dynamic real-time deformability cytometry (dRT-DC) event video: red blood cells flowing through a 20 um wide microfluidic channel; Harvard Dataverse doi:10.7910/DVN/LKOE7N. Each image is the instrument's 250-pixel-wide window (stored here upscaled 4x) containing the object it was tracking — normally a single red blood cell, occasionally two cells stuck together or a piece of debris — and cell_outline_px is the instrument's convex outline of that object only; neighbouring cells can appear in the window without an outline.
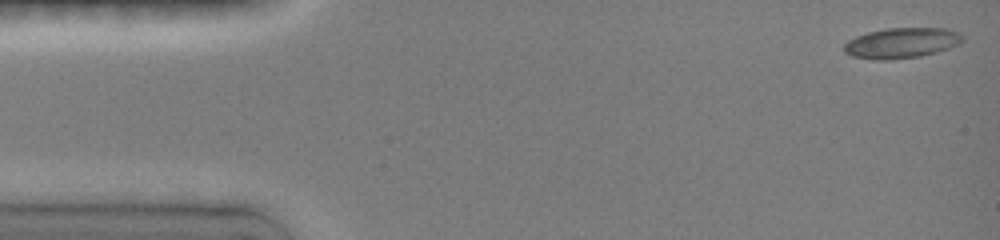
{"species": "common noctule bat (a hibernating species)", "species_latin": "Nyctalus noctula", "temperature_condition": "room temperature", "stored_images_in_passage": 7, "camera_frame_rate_fps": 3000, "um_per_image_px": 0.085, "animal": {"sex": "female", "body_mass_g": 19.0, "forearm_length_mm": 51.5}, "frame": {"image": 1, "passage_image": 1, "time_ms": 0.0, "image_size_px": [1000, 240], "cell_outline_px": [[964, 40], [960, 44], [936, 52], [920, 56], [892, 60], [872, 60], [852, 56], [844, 52], [844, 44], [848, 40], [856, 36], [868, 32], [888, 28], [948, 28], [960, 32], [964, 36]], "centroid_in_image_um": [76.65, 3.65], "position_along_channel_um": 8.3, "area_um2": 21.27}}
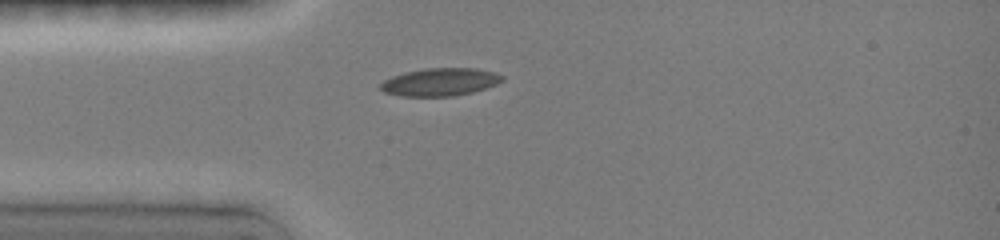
{"frame": {"image": 2, "passage_image": 7, "time_ms": 3.667, "image_size_px": [1000, 240], "cell_outline_px": [[504, 80], [496, 84], [472, 92], [452, 96], [400, 96], [384, 92], [380, 88], [380, 84], [384, 80], [392, 76], [404, 72], [428, 68], [476, 68], [492, 72], [504, 76]], "centroid_in_image_um": [37.38, 6.97], "position_along_channel_um": 47.6, "area_um2": 19.59}}